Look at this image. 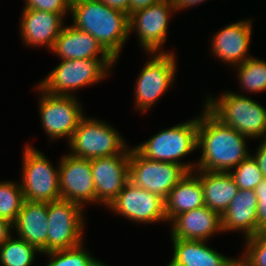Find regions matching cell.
Here are the masks:
<instances>
[{
	"label": "cell",
	"mask_w": 266,
	"mask_h": 266,
	"mask_svg": "<svg viewBox=\"0 0 266 266\" xmlns=\"http://www.w3.org/2000/svg\"><path fill=\"white\" fill-rule=\"evenodd\" d=\"M201 112L197 148L202 153L195 170L230 172L251 155L248 138L222 123L205 106Z\"/></svg>",
	"instance_id": "6da1fadb"
},
{
	"label": "cell",
	"mask_w": 266,
	"mask_h": 266,
	"mask_svg": "<svg viewBox=\"0 0 266 266\" xmlns=\"http://www.w3.org/2000/svg\"><path fill=\"white\" fill-rule=\"evenodd\" d=\"M72 26L89 33L117 61L129 40L127 13L99 0H72Z\"/></svg>",
	"instance_id": "7a4b0ae2"
},
{
	"label": "cell",
	"mask_w": 266,
	"mask_h": 266,
	"mask_svg": "<svg viewBox=\"0 0 266 266\" xmlns=\"http://www.w3.org/2000/svg\"><path fill=\"white\" fill-rule=\"evenodd\" d=\"M198 124L199 117L197 116L192 120L162 129L133 148L149 160L176 163L187 172H193L197 163H187L180 159L198 149Z\"/></svg>",
	"instance_id": "3957f363"
},
{
	"label": "cell",
	"mask_w": 266,
	"mask_h": 266,
	"mask_svg": "<svg viewBox=\"0 0 266 266\" xmlns=\"http://www.w3.org/2000/svg\"><path fill=\"white\" fill-rule=\"evenodd\" d=\"M205 106L217 119L248 139L266 137V107L242 93L226 91L206 96Z\"/></svg>",
	"instance_id": "277c9868"
},
{
	"label": "cell",
	"mask_w": 266,
	"mask_h": 266,
	"mask_svg": "<svg viewBox=\"0 0 266 266\" xmlns=\"http://www.w3.org/2000/svg\"><path fill=\"white\" fill-rule=\"evenodd\" d=\"M116 62L114 58L61 60L59 65L37 84L49 94L76 96L75 90L99 83L108 73L111 75L110 69Z\"/></svg>",
	"instance_id": "5b68a950"
},
{
	"label": "cell",
	"mask_w": 266,
	"mask_h": 266,
	"mask_svg": "<svg viewBox=\"0 0 266 266\" xmlns=\"http://www.w3.org/2000/svg\"><path fill=\"white\" fill-rule=\"evenodd\" d=\"M114 129L106 121L85 116L68 140V154L88 160L123 154L129 145Z\"/></svg>",
	"instance_id": "8992f818"
},
{
	"label": "cell",
	"mask_w": 266,
	"mask_h": 266,
	"mask_svg": "<svg viewBox=\"0 0 266 266\" xmlns=\"http://www.w3.org/2000/svg\"><path fill=\"white\" fill-rule=\"evenodd\" d=\"M22 157L23 168L19 182L24 200L48 203L61 199L59 166L56 168L43 152L30 144L25 146Z\"/></svg>",
	"instance_id": "52a82bcc"
},
{
	"label": "cell",
	"mask_w": 266,
	"mask_h": 266,
	"mask_svg": "<svg viewBox=\"0 0 266 266\" xmlns=\"http://www.w3.org/2000/svg\"><path fill=\"white\" fill-rule=\"evenodd\" d=\"M150 57L137 77L134 90L136 109L143 113L151 110L160 96L172 86L177 75L174 52L150 53Z\"/></svg>",
	"instance_id": "ba28073f"
},
{
	"label": "cell",
	"mask_w": 266,
	"mask_h": 266,
	"mask_svg": "<svg viewBox=\"0 0 266 266\" xmlns=\"http://www.w3.org/2000/svg\"><path fill=\"white\" fill-rule=\"evenodd\" d=\"M84 208L59 199L48 202L47 252L76 247L84 243Z\"/></svg>",
	"instance_id": "9c48e42d"
},
{
	"label": "cell",
	"mask_w": 266,
	"mask_h": 266,
	"mask_svg": "<svg viewBox=\"0 0 266 266\" xmlns=\"http://www.w3.org/2000/svg\"><path fill=\"white\" fill-rule=\"evenodd\" d=\"M39 113L43 129L52 141L67 137L69 140L81 120L85 117L84 107L76 96L53 95L46 93L38 85Z\"/></svg>",
	"instance_id": "30bf717a"
},
{
	"label": "cell",
	"mask_w": 266,
	"mask_h": 266,
	"mask_svg": "<svg viewBox=\"0 0 266 266\" xmlns=\"http://www.w3.org/2000/svg\"><path fill=\"white\" fill-rule=\"evenodd\" d=\"M187 173L179 164L149 160L130 148V181L164 200Z\"/></svg>",
	"instance_id": "8fae6325"
},
{
	"label": "cell",
	"mask_w": 266,
	"mask_h": 266,
	"mask_svg": "<svg viewBox=\"0 0 266 266\" xmlns=\"http://www.w3.org/2000/svg\"><path fill=\"white\" fill-rule=\"evenodd\" d=\"M172 12L175 13L172 1L162 0L155 5L131 13L128 16L129 36L135 31L140 47L147 54L164 53L162 46L167 41Z\"/></svg>",
	"instance_id": "7c38bea8"
},
{
	"label": "cell",
	"mask_w": 266,
	"mask_h": 266,
	"mask_svg": "<svg viewBox=\"0 0 266 266\" xmlns=\"http://www.w3.org/2000/svg\"><path fill=\"white\" fill-rule=\"evenodd\" d=\"M111 212L135 223L165 222V200L129 181L108 205Z\"/></svg>",
	"instance_id": "4fadbf2b"
},
{
	"label": "cell",
	"mask_w": 266,
	"mask_h": 266,
	"mask_svg": "<svg viewBox=\"0 0 266 266\" xmlns=\"http://www.w3.org/2000/svg\"><path fill=\"white\" fill-rule=\"evenodd\" d=\"M129 161L130 147L123 154L91 159L96 204L107 208L130 181Z\"/></svg>",
	"instance_id": "5bb4252c"
},
{
	"label": "cell",
	"mask_w": 266,
	"mask_h": 266,
	"mask_svg": "<svg viewBox=\"0 0 266 266\" xmlns=\"http://www.w3.org/2000/svg\"><path fill=\"white\" fill-rule=\"evenodd\" d=\"M58 166L61 199L78 203L84 209L92 202L95 205L91 160L65 154Z\"/></svg>",
	"instance_id": "9a60e30c"
},
{
	"label": "cell",
	"mask_w": 266,
	"mask_h": 266,
	"mask_svg": "<svg viewBox=\"0 0 266 266\" xmlns=\"http://www.w3.org/2000/svg\"><path fill=\"white\" fill-rule=\"evenodd\" d=\"M252 20H240L235 23H230L216 34L211 41V52L214 57H217L221 62L227 63L232 67H236L253 57L250 56L251 35H252Z\"/></svg>",
	"instance_id": "2e32d148"
},
{
	"label": "cell",
	"mask_w": 266,
	"mask_h": 266,
	"mask_svg": "<svg viewBox=\"0 0 266 266\" xmlns=\"http://www.w3.org/2000/svg\"><path fill=\"white\" fill-rule=\"evenodd\" d=\"M20 20V36L28 47H45L50 51L64 28V17L41 10H23Z\"/></svg>",
	"instance_id": "e0dca14e"
},
{
	"label": "cell",
	"mask_w": 266,
	"mask_h": 266,
	"mask_svg": "<svg viewBox=\"0 0 266 266\" xmlns=\"http://www.w3.org/2000/svg\"><path fill=\"white\" fill-rule=\"evenodd\" d=\"M170 224L171 239L208 241L222 231L221 215L205 205L177 215Z\"/></svg>",
	"instance_id": "ac0fdd59"
},
{
	"label": "cell",
	"mask_w": 266,
	"mask_h": 266,
	"mask_svg": "<svg viewBox=\"0 0 266 266\" xmlns=\"http://www.w3.org/2000/svg\"><path fill=\"white\" fill-rule=\"evenodd\" d=\"M16 236L38 248L42 254L47 252L48 203L25 200L12 224Z\"/></svg>",
	"instance_id": "d6986e66"
},
{
	"label": "cell",
	"mask_w": 266,
	"mask_h": 266,
	"mask_svg": "<svg viewBox=\"0 0 266 266\" xmlns=\"http://www.w3.org/2000/svg\"><path fill=\"white\" fill-rule=\"evenodd\" d=\"M51 52L61 60L113 58L94 37L72 25L64 26Z\"/></svg>",
	"instance_id": "ffe728a7"
},
{
	"label": "cell",
	"mask_w": 266,
	"mask_h": 266,
	"mask_svg": "<svg viewBox=\"0 0 266 266\" xmlns=\"http://www.w3.org/2000/svg\"><path fill=\"white\" fill-rule=\"evenodd\" d=\"M173 257L166 266H233L238 258H230L212 247L207 241L171 239Z\"/></svg>",
	"instance_id": "44dd1931"
},
{
	"label": "cell",
	"mask_w": 266,
	"mask_h": 266,
	"mask_svg": "<svg viewBox=\"0 0 266 266\" xmlns=\"http://www.w3.org/2000/svg\"><path fill=\"white\" fill-rule=\"evenodd\" d=\"M257 204L254 190L238 189L228 209L221 216L222 233L241 231L244 239L257 234Z\"/></svg>",
	"instance_id": "7402d4cb"
},
{
	"label": "cell",
	"mask_w": 266,
	"mask_h": 266,
	"mask_svg": "<svg viewBox=\"0 0 266 266\" xmlns=\"http://www.w3.org/2000/svg\"><path fill=\"white\" fill-rule=\"evenodd\" d=\"M193 172L200 178L205 206L222 216L238 191L233 176L230 172L205 170Z\"/></svg>",
	"instance_id": "603a6c76"
},
{
	"label": "cell",
	"mask_w": 266,
	"mask_h": 266,
	"mask_svg": "<svg viewBox=\"0 0 266 266\" xmlns=\"http://www.w3.org/2000/svg\"><path fill=\"white\" fill-rule=\"evenodd\" d=\"M200 178L188 172L169 192L165 199V216L171 222L177 215L204 206Z\"/></svg>",
	"instance_id": "cb8c5ba5"
},
{
	"label": "cell",
	"mask_w": 266,
	"mask_h": 266,
	"mask_svg": "<svg viewBox=\"0 0 266 266\" xmlns=\"http://www.w3.org/2000/svg\"><path fill=\"white\" fill-rule=\"evenodd\" d=\"M37 253L42 254L35 246L12 235L0 246V263L2 266H31Z\"/></svg>",
	"instance_id": "d4e9b609"
},
{
	"label": "cell",
	"mask_w": 266,
	"mask_h": 266,
	"mask_svg": "<svg viewBox=\"0 0 266 266\" xmlns=\"http://www.w3.org/2000/svg\"><path fill=\"white\" fill-rule=\"evenodd\" d=\"M237 68L238 82L241 84L240 89H244L246 93H258L266 90V61L251 57Z\"/></svg>",
	"instance_id": "484cf974"
},
{
	"label": "cell",
	"mask_w": 266,
	"mask_h": 266,
	"mask_svg": "<svg viewBox=\"0 0 266 266\" xmlns=\"http://www.w3.org/2000/svg\"><path fill=\"white\" fill-rule=\"evenodd\" d=\"M83 244L69 249L43 253V255H47L46 257H50L46 266H108L104 262L96 260Z\"/></svg>",
	"instance_id": "4316f807"
},
{
	"label": "cell",
	"mask_w": 266,
	"mask_h": 266,
	"mask_svg": "<svg viewBox=\"0 0 266 266\" xmlns=\"http://www.w3.org/2000/svg\"><path fill=\"white\" fill-rule=\"evenodd\" d=\"M24 201L20 183L0 181V219L13 224Z\"/></svg>",
	"instance_id": "83f0119b"
},
{
	"label": "cell",
	"mask_w": 266,
	"mask_h": 266,
	"mask_svg": "<svg viewBox=\"0 0 266 266\" xmlns=\"http://www.w3.org/2000/svg\"><path fill=\"white\" fill-rule=\"evenodd\" d=\"M230 174L233 176L238 189L242 190H254L264 179L257 162L251 155L233 168Z\"/></svg>",
	"instance_id": "f1b7e54d"
},
{
	"label": "cell",
	"mask_w": 266,
	"mask_h": 266,
	"mask_svg": "<svg viewBox=\"0 0 266 266\" xmlns=\"http://www.w3.org/2000/svg\"><path fill=\"white\" fill-rule=\"evenodd\" d=\"M245 241V248L238 258L241 266H266V232H258Z\"/></svg>",
	"instance_id": "f546056e"
},
{
	"label": "cell",
	"mask_w": 266,
	"mask_h": 266,
	"mask_svg": "<svg viewBox=\"0 0 266 266\" xmlns=\"http://www.w3.org/2000/svg\"><path fill=\"white\" fill-rule=\"evenodd\" d=\"M72 0H25L23 10H41L62 15L68 14Z\"/></svg>",
	"instance_id": "4dcf8cb0"
},
{
	"label": "cell",
	"mask_w": 266,
	"mask_h": 266,
	"mask_svg": "<svg viewBox=\"0 0 266 266\" xmlns=\"http://www.w3.org/2000/svg\"><path fill=\"white\" fill-rule=\"evenodd\" d=\"M258 199L256 207L257 231L266 232V178H264L254 189Z\"/></svg>",
	"instance_id": "1f68e13d"
},
{
	"label": "cell",
	"mask_w": 266,
	"mask_h": 266,
	"mask_svg": "<svg viewBox=\"0 0 266 266\" xmlns=\"http://www.w3.org/2000/svg\"><path fill=\"white\" fill-rule=\"evenodd\" d=\"M251 156L257 162V165L264 178H266V137H264V139L257 147L255 154L253 155L252 153Z\"/></svg>",
	"instance_id": "d6a6232c"
},
{
	"label": "cell",
	"mask_w": 266,
	"mask_h": 266,
	"mask_svg": "<svg viewBox=\"0 0 266 266\" xmlns=\"http://www.w3.org/2000/svg\"><path fill=\"white\" fill-rule=\"evenodd\" d=\"M162 0H130L129 3V15L140 9H145L149 6L155 5Z\"/></svg>",
	"instance_id": "836d02e7"
},
{
	"label": "cell",
	"mask_w": 266,
	"mask_h": 266,
	"mask_svg": "<svg viewBox=\"0 0 266 266\" xmlns=\"http://www.w3.org/2000/svg\"><path fill=\"white\" fill-rule=\"evenodd\" d=\"M12 223L0 219V246H2L13 234Z\"/></svg>",
	"instance_id": "e575fe53"
},
{
	"label": "cell",
	"mask_w": 266,
	"mask_h": 266,
	"mask_svg": "<svg viewBox=\"0 0 266 266\" xmlns=\"http://www.w3.org/2000/svg\"><path fill=\"white\" fill-rule=\"evenodd\" d=\"M105 3L107 6L111 8H115L121 10L129 16V3L130 0H99Z\"/></svg>",
	"instance_id": "d590c367"
},
{
	"label": "cell",
	"mask_w": 266,
	"mask_h": 266,
	"mask_svg": "<svg viewBox=\"0 0 266 266\" xmlns=\"http://www.w3.org/2000/svg\"><path fill=\"white\" fill-rule=\"evenodd\" d=\"M172 5L174 7L175 12L181 11L183 9H188L193 6H196L197 4H201V2H204L206 0H171Z\"/></svg>",
	"instance_id": "8d00e7d4"
},
{
	"label": "cell",
	"mask_w": 266,
	"mask_h": 266,
	"mask_svg": "<svg viewBox=\"0 0 266 266\" xmlns=\"http://www.w3.org/2000/svg\"><path fill=\"white\" fill-rule=\"evenodd\" d=\"M233 266H241V264L237 261Z\"/></svg>",
	"instance_id": "74e56055"
}]
</instances>
